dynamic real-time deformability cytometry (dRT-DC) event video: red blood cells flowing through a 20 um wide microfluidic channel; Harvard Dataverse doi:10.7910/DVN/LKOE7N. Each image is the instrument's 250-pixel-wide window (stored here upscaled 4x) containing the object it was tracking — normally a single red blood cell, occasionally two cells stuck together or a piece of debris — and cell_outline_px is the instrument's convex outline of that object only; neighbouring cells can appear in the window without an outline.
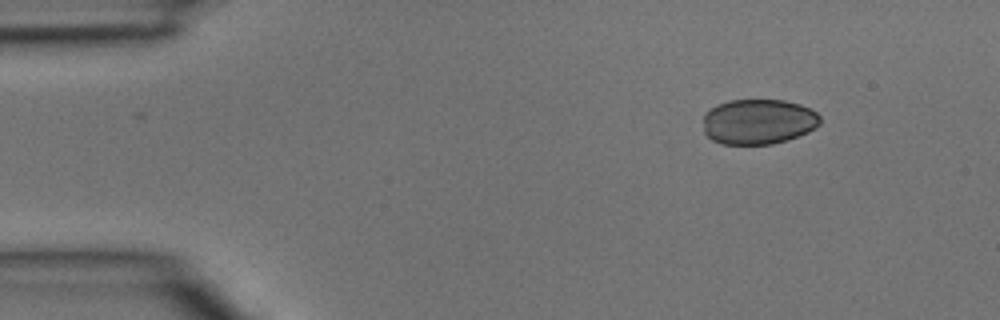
{"species": "common noctule bat (a hibernating species)", "species_latin": "Nyctalus noctula", "temperature_condition": "room temperature", "stored_images_in_passage": 4, "segment_of_instrument_passage": [1, 2], "camera_frame_rate_fps": 3000, "um_per_image_px": 0.085, "animal": {"sex": "male", "body_mass_g": 15.6}, "frame": {"image": 1, "passage_image": 1, "time_ms": 0.0, "image_size_px": [1000, 320], "cell_outline_px": [[820, 124], [816, 128], [808, 132], [788, 140], [772, 144], [720, 144], [712, 140], [704, 132], [704, 112], [716, 104], [728, 100], [784, 100], [800, 104], [816, 112], [820, 116]], "centroid_in_image_um": [64.45, 10.34], "position_along_channel_um": 20.6, "area_um2": 31.15}}